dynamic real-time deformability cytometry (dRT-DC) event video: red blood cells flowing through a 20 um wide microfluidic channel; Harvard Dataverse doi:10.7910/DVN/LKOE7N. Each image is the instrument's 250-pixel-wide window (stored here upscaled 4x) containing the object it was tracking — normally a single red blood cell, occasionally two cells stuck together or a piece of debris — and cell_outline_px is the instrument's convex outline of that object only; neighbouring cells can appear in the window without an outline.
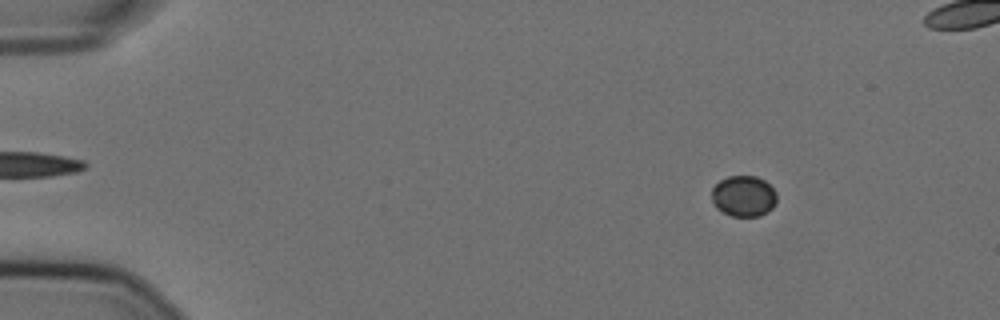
{"species": "Egyptian fruit bat (a non-hibernating species)", "species_latin": "Rousettus aegyptiacus", "temperature_condition": "cold", "stored_images_in_passage": 53, "camera_frame_rate_fps": 3000, "um_per_image_px": 0.085, "animal": {"sex": "female"}, "frame": {"image": 1, "passage_image": 3, "time_ms": 0.667, "image_size_px": [1000, 320], "cell_outline_px": [[776, 204], [768, 212], [760, 216], [732, 216], [716, 208], [712, 200], [712, 188], [720, 180], [728, 176], [756, 176], [764, 180], [776, 192]], "centroid_in_image_um": [63.21, 16.67], "position_along_channel_um": 21.8, "area_um2": 15.55}}
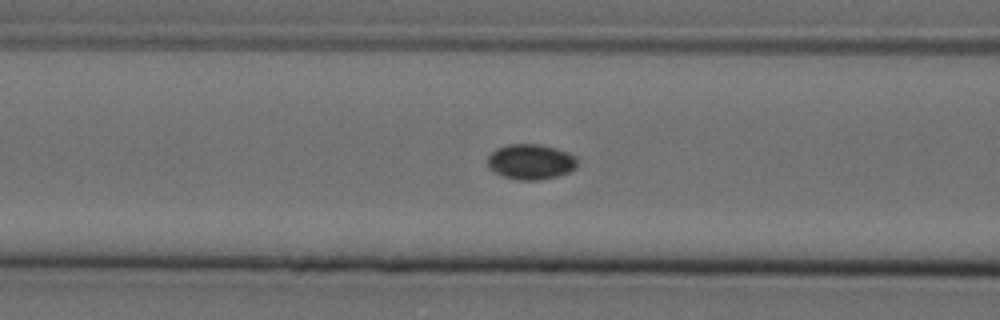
{"frame": {"image": 2, "passage_image": 19, "time_ms": 6.0, "image_size_px": [1000, 320], "cell_outline_px": [[580, 160], [576, 168], [568, 172], [556, 176], [540, 180], [520, 180], [504, 176], [488, 168], [488, 156], [496, 148], [508, 144], [540, 144], [556, 148], [568, 152], [576, 156]], "centroid_in_image_um": [45.15, 13.74], "position_along_channel_um": 121.4, "area_um2": 18.61}}
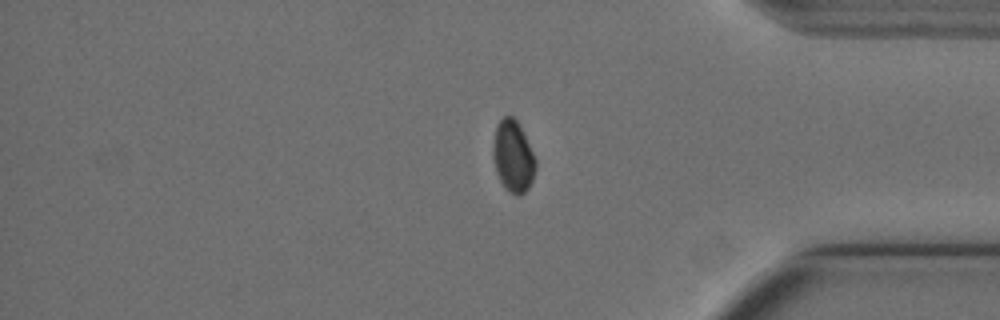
{"frame": {"image": 3, "passage_image": 43, "time_ms": 14.0, "image_size_px": [1000, 320], "cell_outline_px": [[536, 168], [532, 180], [528, 188], [520, 196], [516, 196], [508, 192], [500, 180], [496, 172], [492, 156], [492, 144], [496, 124], [504, 116], [512, 116], [516, 120], [536, 160]], "centroid_in_image_um": [43.58, 13.32], "position_along_channel_um": 391.6, "area_um2": 17.74}}